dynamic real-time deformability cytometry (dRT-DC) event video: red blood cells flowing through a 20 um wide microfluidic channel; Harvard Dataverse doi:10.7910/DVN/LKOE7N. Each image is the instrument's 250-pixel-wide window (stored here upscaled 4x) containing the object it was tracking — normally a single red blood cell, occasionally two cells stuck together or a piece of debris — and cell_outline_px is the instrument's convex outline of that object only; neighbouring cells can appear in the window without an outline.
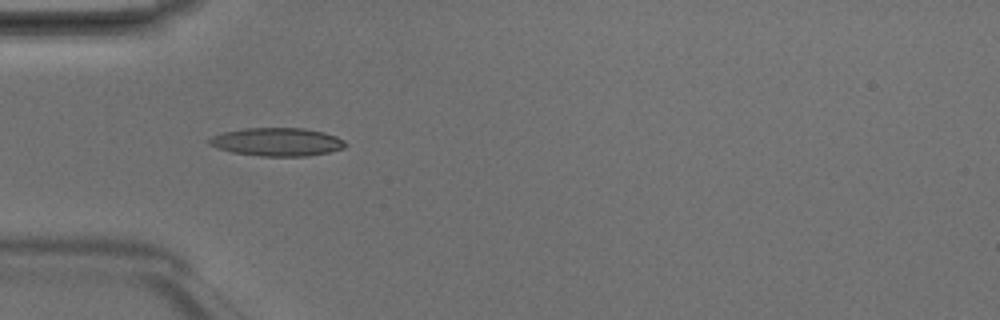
{"species": "Egyptian fruit bat (a non-hibernating species)", "species_latin": "Rousettus aegyptiacus", "temperature_condition": "room temperature", "stored_images_in_passage": 6, "camera_frame_rate_fps": 3000, "um_per_image_px": 0.085, "animal": {"sex": "male"}, "frame": {"image": 1, "passage_image": 3, "time_ms": 0.667, "image_size_px": [1000, 320], "cell_outline_px": [[348, 144], [344, 148], [328, 152], [308, 156], [260, 156], [232, 152], [216, 148], [208, 144], [208, 140], [212, 136], [224, 132], [244, 128], [304, 128], [324, 132], [336, 136], [344, 140]], "centroid_in_image_um": [23.56, 12.06], "position_along_channel_um": 61.4, "area_um2": 22.48}}